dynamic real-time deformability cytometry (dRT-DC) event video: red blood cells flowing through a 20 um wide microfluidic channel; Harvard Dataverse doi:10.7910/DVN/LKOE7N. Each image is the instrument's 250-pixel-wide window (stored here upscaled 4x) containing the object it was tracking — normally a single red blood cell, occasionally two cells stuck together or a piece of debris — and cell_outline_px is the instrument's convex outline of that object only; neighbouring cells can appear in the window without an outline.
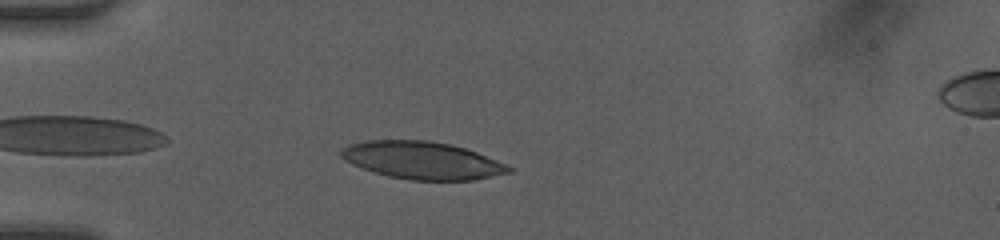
{"species": "human", "species_latin": "Homo sapiens", "temperature_condition": "room temperature", "stored_images_in_passage": 4, "camera_frame_rate_fps": 3000, "um_per_image_px": 0.085, "donor": {"sex": "female"}, "frame": {"image": 1, "passage_image": 3, "time_ms": 0.667, "image_size_px": [1000, 240], "cell_outline_px": [[516, 168], [512, 172], [472, 180], [408, 180], [388, 176], [372, 172], [352, 164], [340, 156], [340, 152], [348, 144], [368, 140], [428, 140], [452, 144], [476, 152], [508, 164]], "centroid_in_image_um": [35.91, 13.63], "position_along_channel_um": 49.1, "area_um2": 36.82}}